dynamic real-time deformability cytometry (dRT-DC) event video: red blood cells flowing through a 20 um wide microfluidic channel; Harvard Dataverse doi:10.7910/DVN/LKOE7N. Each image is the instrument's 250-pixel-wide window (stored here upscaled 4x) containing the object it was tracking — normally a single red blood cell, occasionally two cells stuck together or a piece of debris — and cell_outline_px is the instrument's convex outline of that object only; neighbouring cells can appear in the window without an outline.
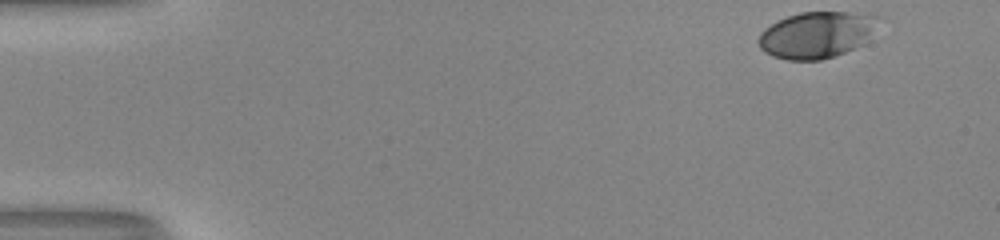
{"species": "human", "species_latin": "Homo sapiens", "temperature_condition": "room temperature", "stored_images_in_passage": 45, "camera_frame_rate_fps": 3000, "um_per_image_px": 0.085, "donor": {"sex": "male"}, "frame": {"image": 1, "passage_image": 1, "time_ms": 0.0, "image_size_px": [1000, 240], "cell_outline_px": [[884, 16], [864, 44], [856, 48], [820, 60], [788, 60], [772, 56], [764, 52], [760, 48], [760, 32], [764, 28], [788, 16], [800, 12], [848, 12]], "centroid_in_image_um": [69.46, 2.95], "position_along_channel_um": 15.5, "area_um2": 32.48}}
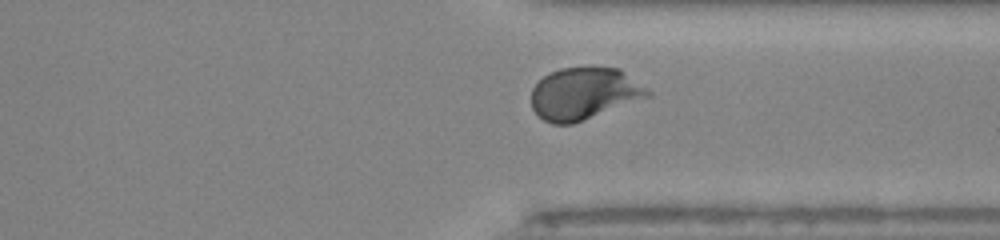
{"frame": {"image": 2, "passage_image": 37, "time_ms": 12.0, "image_size_px": [1000, 240], "cell_outline_px": [[652, 96], [572, 124], [552, 124], [544, 120], [532, 108], [532, 88], [544, 76], [560, 68], [620, 68], [648, 88], [652, 92]], "centroid_in_image_um": [49.69, 7.96], "position_along_channel_um": 361.7, "area_um2": 35.14}}
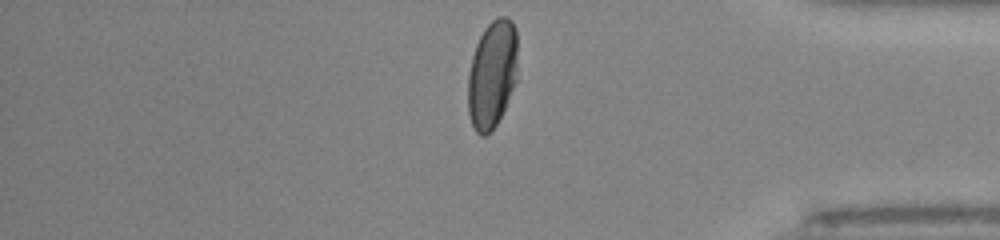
{"frame": {"image": 3, "passage_image": 41, "time_ms": 13.333, "image_size_px": [1000, 240], "cell_outline_px": [[516, 80], [508, 100], [496, 124], [484, 136], [480, 136], [476, 132], [472, 124], [468, 112], [468, 72], [472, 56], [476, 44], [484, 28], [496, 16], [508, 16], [512, 20], [516, 28]], "centroid_in_image_um": [41.82, 6.26], "position_along_channel_um": 393.4, "area_um2": 31.21}, "authors_computed_cell_mechanics": {"area_um2": 33.3506, "velocity_mm_per_s": 4.0502, "shape_relaxation_time_tau1_ms": 3.0045, "shape_relaxation_time_tau2_ms": null, "deformation_change_tau1": 0.1729, "deformation_change_tau2": null}}